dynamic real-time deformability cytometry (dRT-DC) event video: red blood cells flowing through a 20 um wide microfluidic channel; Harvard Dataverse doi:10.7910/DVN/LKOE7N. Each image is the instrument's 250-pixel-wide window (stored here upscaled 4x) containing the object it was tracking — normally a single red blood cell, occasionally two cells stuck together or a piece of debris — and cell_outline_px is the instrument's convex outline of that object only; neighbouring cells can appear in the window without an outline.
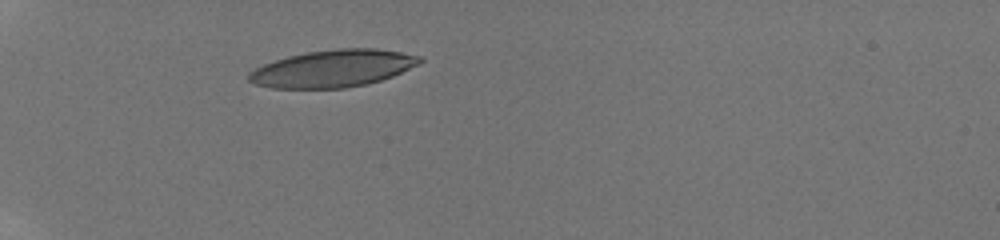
{"species": "human", "species_latin": "Homo sapiens", "temperature_condition": "room temperature", "stored_images_in_passage": 5, "camera_frame_rate_fps": 3000, "um_per_image_px": 0.085, "donor": {"sex": "male"}, "frame": {"image": 1, "passage_image": 1, "time_ms": 0.0, "image_size_px": [1000, 240], "cell_outline_px": [[424, 60], [420, 64], [392, 76], [380, 80], [364, 84], [344, 88], [272, 88], [256, 84], [248, 80], [248, 72], [264, 64], [288, 56], [308, 52], [340, 48], [376, 48], [400, 52], [420, 56]], "centroid_in_image_um": [28.31, 5.82], "position_along_channel_um": 56.7, "area_um2": 36.82}}
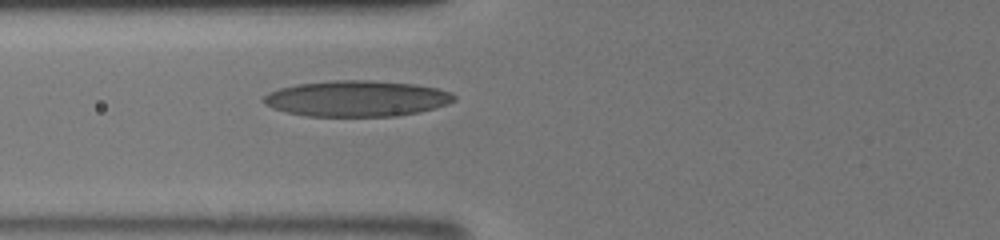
{"frame": {"image": 2, "passage_image": 5, "time_ms": 1.667, "image_size_px": [1000, 240], "cell_outline_px": [[456, 100], [448, 104], [420, 112], [400, 116], [308, 116], [288, 112], [272, 108], [264, 104], [260, 100], [268, 92], [280, 88], [296, 84], [336, 80], [368, 80], [416, 84], [436, 88], [452, 92], [456, 96]], "centroid_in_image_um": [30.33, 8.38], "position_along_channel_um": 95.5, "area_um2": 40.11}}